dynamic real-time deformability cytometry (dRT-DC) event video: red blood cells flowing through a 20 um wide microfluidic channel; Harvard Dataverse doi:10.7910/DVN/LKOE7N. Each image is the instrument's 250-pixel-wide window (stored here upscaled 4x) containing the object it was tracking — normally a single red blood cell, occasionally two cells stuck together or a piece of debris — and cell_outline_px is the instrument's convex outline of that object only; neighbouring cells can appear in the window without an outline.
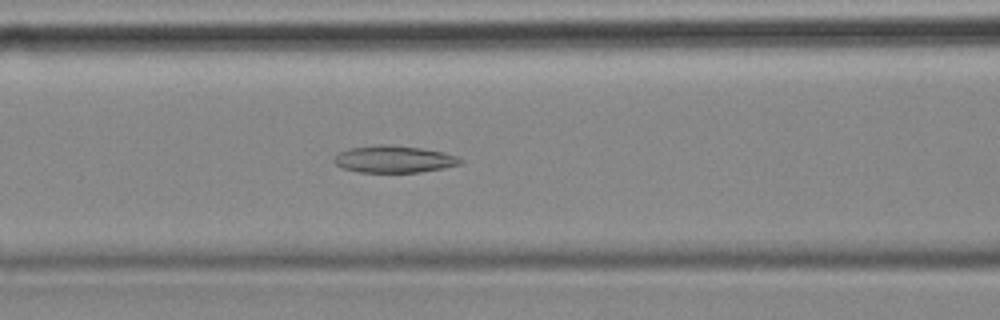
{"species": "common noctule bat (a hibernating species)", "species_latin": "Nyctalus noctula", "temperature_condition": "cold", "stored_images_in_passage": 40, "camera_frame_rate_fps": 3000, "um_per_image_px": 0.085, "animal": {"sex": "female", "body_mass_g": 18.4}, "frame": {"image": 1, "passage_image": 14, "time_ms": 4.333, "image_size_px": [1000, 320], "cell_outline_px": [[464, 160], [460, 164], [444, 168], [420, 172], [356, 172], [340, 168], [332, 160], [340, 152], [348, 148], [376, 144], [392, 144], [420, 148], [444, 152], [456, 156]], "centroid_in_image_um": [33.46, 13.52], "position_along_channel_um": 133.1, "area_um2": 20.11}}
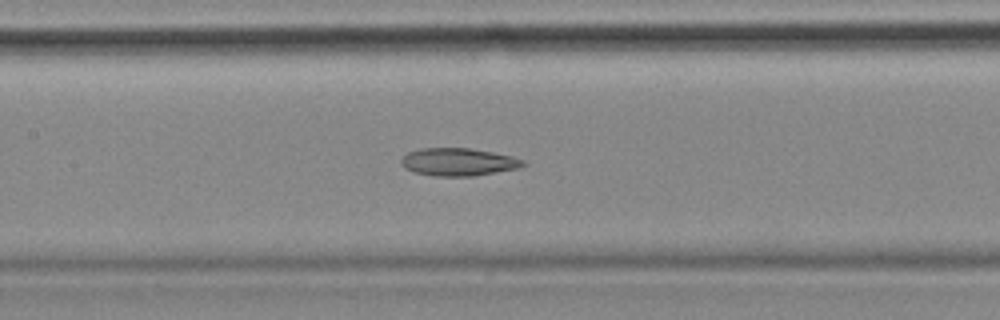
{"frame": {"image": 2, "passage_image": 17, "time_ms": 5.333, "image_size_px": [1000, 320], "cell_outline_px": [[528, 164], [520, 168], [472, 176], [432, 176], [412, 172], [404, 168], [400, 164], [400, 160], [408, 152], [420, 148], [468, 148], [492, 152], [512, 156], [524, 160]], "centroid_in_image_um": [38.95, 13.77], "position_along_channel_um": 168.5, "area_um2": 19.88}}
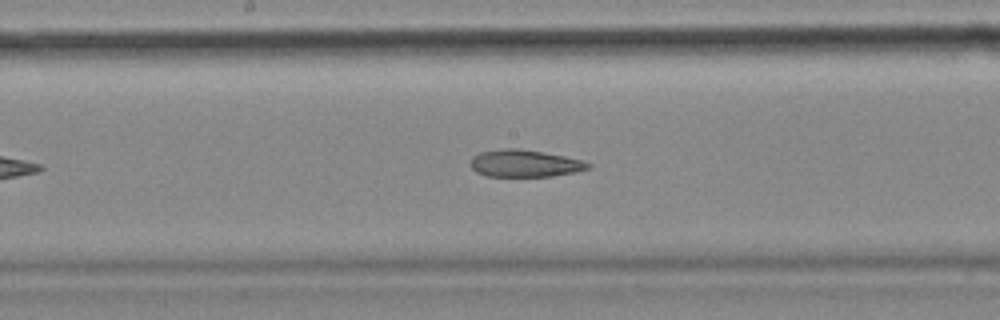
{"frame": {"image": 3, "passage_image": 20, "time_ms": 6.333, "image_size_px": [1000, 320], "cell_outline_px": [[592, 168], [552, 176], [488, 176], [476, 172], [472, 168], [472, 156], [480, 152], [504, 148], [516, 148], [564, 156], [584, 160], [592, 164]], "centroid_in_image_um": [44.62, 13.89], "position_along_channel_um": 203.6, "area_um2": 18.44}, "authors_computed_cell_mechanics": {"area_um2": 19.941, "velocity_mm_per_s": 3.5345, "shape_relaxation_time_tau1_ms": null, "shape_relaxation_time_tau2_ms": 9.8005, "deformation_change_tau1": null, "deformation_change_tau2": 0.208}}